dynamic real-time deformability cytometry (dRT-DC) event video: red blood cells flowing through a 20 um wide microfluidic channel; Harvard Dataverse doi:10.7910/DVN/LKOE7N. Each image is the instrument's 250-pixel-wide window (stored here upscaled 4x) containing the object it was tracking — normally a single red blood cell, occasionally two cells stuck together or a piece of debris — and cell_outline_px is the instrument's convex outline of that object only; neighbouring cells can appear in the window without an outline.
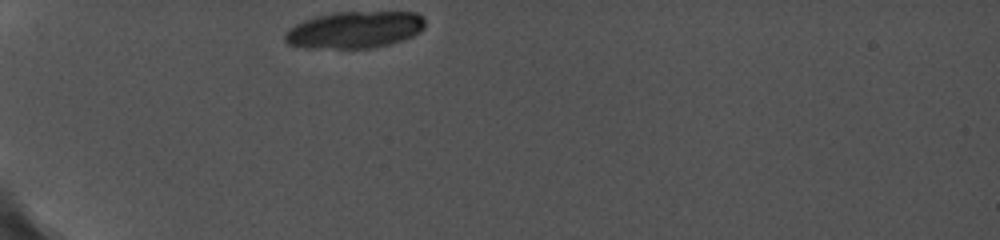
{"species": "common noctule bat (a hibernating species)", "species_latin": "Nyctalus noctula", "temperature_condition": "cold", "stored_images_in_passage": 3, "camera_frame_rate_fps": 5000, "um_per_image_px": 0.085, "animal": {"sex": "female", "body_mass_g": 19.0, "forearm_length_mm": 56.7}, "frame": {"image": 1, "passage_image": 1, "time_ms": 0.0, "image_size_px": [1000, 240], "cell_outline_px": [[424, 28], [420, 32], [412, 36], [388, 44], [372, 48], [308, 48], [288, 44], [284, 40], [284, 32], [288, 28], [304, 20], [316, 16], [332, 12], [416, 12], [424, 16]], "centroid_in_image_um": [30.12, 2.52], "position_along_channel_um": 54.9, "area_um2": 30.23}}